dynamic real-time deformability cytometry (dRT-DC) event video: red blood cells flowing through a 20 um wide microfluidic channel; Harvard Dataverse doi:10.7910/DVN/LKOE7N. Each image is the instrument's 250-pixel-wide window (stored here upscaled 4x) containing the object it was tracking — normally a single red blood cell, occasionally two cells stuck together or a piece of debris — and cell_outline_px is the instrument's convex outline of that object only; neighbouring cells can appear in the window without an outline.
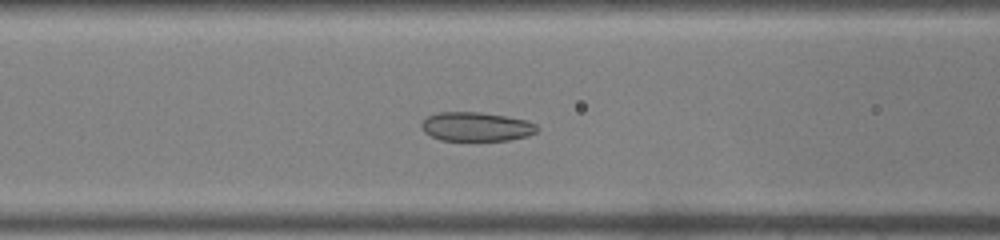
{"species": "common noctule bat (a hibernating species)", "species_latin": "Nyctalus noctula", "temperature_condition": "warm", "stored_images_in_passage": 41, "camera_frame_rate_fps": 3000, "um_per_image_px": 0.085, "animal": {"sex": "male", "body_mass_g": 19.0, "forearm_length_mm": 50.8}, "frame": {"image": 1, "passage_image": 15, "time_ms": 4.667, "image_size_px": [1000, 240], "cell_outline_px": [[540, 128], [536, 132], [528, 136], [508, 140], [440, 140], [424, 132], [420, 128], [420, 124], [428, 116], [440, 112], [480, 112], [528, 120], [536, 124]], "centroid_in_image_um": [40.5, 10.76], "position_along_channel_um": 126.1, "area_um2": 19.59}}
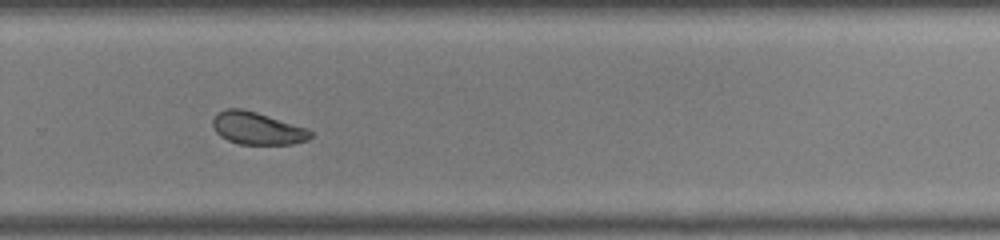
{"frame": {"image": 2, "passage_image": 27, "time_ms": 8.667, "image_size_px": [1000, 240], "cell_outline_px": [[312, 136], [308, 140], [292, 144], [240, 144], [228, 140], [220, 136], [216, 132], [212, 124], [212, 120], [224, 108], [240, 108], [256, 112], [308, 128], [312, 132]], "centroid_in_image_um": [21.88, 10.91], "position_along_channel_um": 307.9, "area_um2": 18.44}}
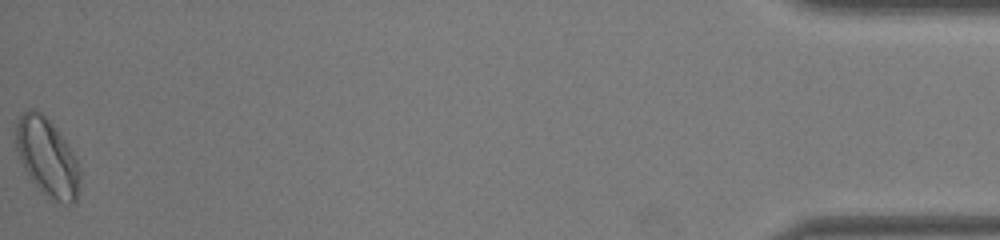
{"frame": {"image": 3, "passage_image": 41, "time_ms": 13.333, "image_size_px": [1000, 240], "cell_outline_px": [[80, 192], [76, 204], [60, 204], [48, 196], [28, 176], [20, 160], [16, 148], [16, 120], [28, 108], [36, 108], [56, 128], [72, 152], [76, 160], [80, 172]], "centroid_in_image_um": [4.03, 13.39], "position_along_channel_um": 431.2, "area_um2": 29.02}}